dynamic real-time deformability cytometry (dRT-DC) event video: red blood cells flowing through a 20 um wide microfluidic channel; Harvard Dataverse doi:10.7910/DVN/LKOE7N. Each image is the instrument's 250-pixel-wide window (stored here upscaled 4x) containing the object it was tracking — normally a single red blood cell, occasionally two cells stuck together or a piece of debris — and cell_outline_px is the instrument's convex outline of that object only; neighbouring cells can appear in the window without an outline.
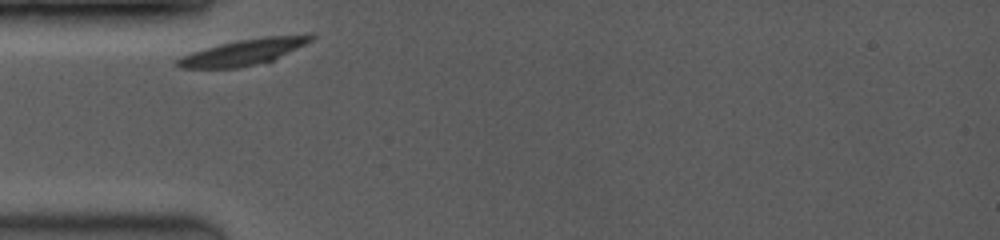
{"species": "common noctule bat (a hibernating species)", "species_latin": "Nyctalus noctula", "temperature_condition": "room temperature", "stored_images_in_passage": 5, "camera_frame_rate_fps": 3500, "um_per_image_px": 0.085, "animal": {"sex": "female", "body_mass_g": 19.0, "forearm_length_mm": 53.3}, "frame": {"image": 1, "passage_image": 1, "time_ms": 0.0, "image_size_px": [1000, 240], "cell_outline_px": [[316, 36], [312, 40], [272, 60], [240, 68], [180, 68], [176, 64], [176, 60], [180, 56], [192, 52], [220, 44], [240, 40], [264, 36], [312, 32]], "centroid_in_image_um": [20.75, 4.4], "position_along_channel_um": 64.2, "area_um2": 20.23}}